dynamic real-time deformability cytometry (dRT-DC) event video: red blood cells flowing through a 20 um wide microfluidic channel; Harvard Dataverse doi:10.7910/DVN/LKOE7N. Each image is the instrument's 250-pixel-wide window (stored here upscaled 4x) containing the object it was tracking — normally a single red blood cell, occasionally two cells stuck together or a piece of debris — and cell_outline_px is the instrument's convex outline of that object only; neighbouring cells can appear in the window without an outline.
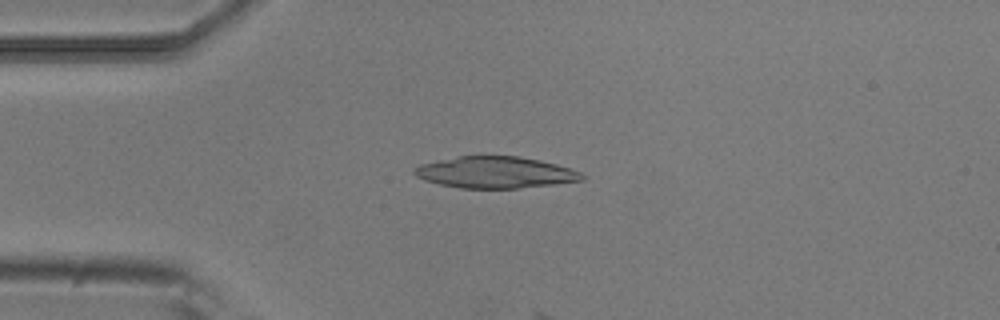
{"species": "common noctule bat (a hibernating species)", "species_latin": "Nyctalus noctula", "temperature_condition": "room temperature", "stored_images_in_passage": 5, "camera_frame_rate_fps": 3000, "um_per_image_px": 0.085, "animal": {"sex": "male", "body_mass_g": 20.5, "forearm_length_mm": 52.5}, "frame": {"image": 1, "passage_image": 4, "time_ms": 1.0, "image_size_px": [1000, 320], "cell_outline_px": [[584, 180], [520, 188], [460, 188], [440, 184], [424, 180], [416, 176], [412, 172], [412, 168], [420, 164], [456, 156], [520, 156], [540, 160], [556, 164], [580, 172], [584, 176]], "centroid_in_image_um": [42.05, 14.65], "position_along_channel_um": 42.9, "area_um2": 30.75}}